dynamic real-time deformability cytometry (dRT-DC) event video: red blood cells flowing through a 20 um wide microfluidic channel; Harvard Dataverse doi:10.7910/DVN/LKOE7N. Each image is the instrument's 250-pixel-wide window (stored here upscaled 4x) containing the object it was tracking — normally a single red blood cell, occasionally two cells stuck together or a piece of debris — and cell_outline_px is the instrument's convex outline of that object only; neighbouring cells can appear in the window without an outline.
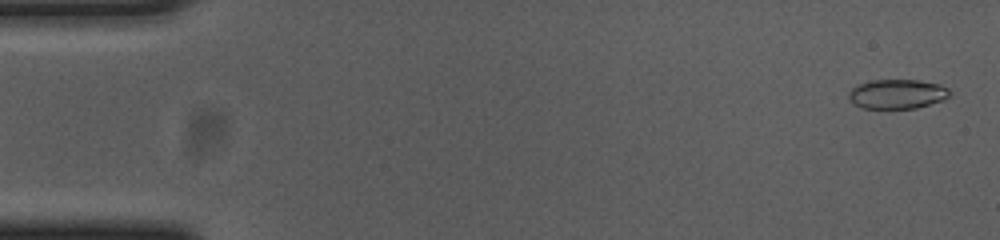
{"species": "common noctule bat (a hibernating species)", "species_latin": "Nyctalus noctula", "temperature_condition": "cold", "stored_images_in_passage": 55, "camera_frame_rate_fps": 3000, "um_per_image_px": 0.085, "animal": {"sex": "female", "body_mass_g": 23.0, "forearm_length_mm": 53.4}, "frame": {"image": 1, "passage_image": 2, "time_ms": 0.333, "image_size_px": [1000, 240], "cell_outline_px": [[948, 96], [944, 100], [916, 108], [860, 108], [848, 96], [848, 92], [852, 88], [860, 84], [872, 80], [920, 80], [940, 84], [948, 88]], "centroid_in_image_um": [76.27, 7.99], "position_along_channel_um": 8.7, "area_um2": 17.17}}
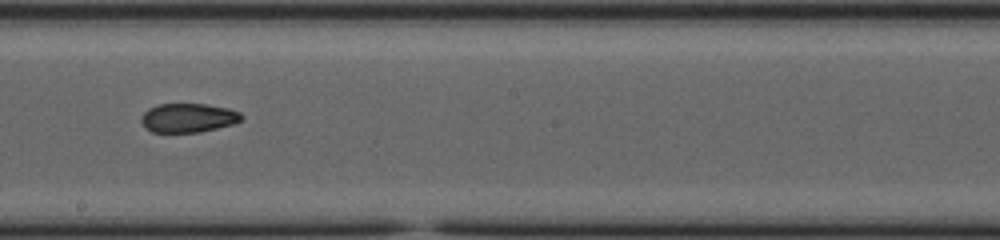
{"frame": {"image": 2, "passage_image": 31, "time_ms": 10.0, "image_size_px": [1000, 240], "cell_outline_px": [[244, 116], [240, 120], [232, 124], [200, 132], [152, 132], [144, 128], [140, 120], [144, 112], [148, 108], [156, 104], [204, 104], [228, 108], [240, 112]], "centroid_in_image_um": [15.96, 10.01], "position_along_channel_um": 232.2, "area_um2": 16.99}}
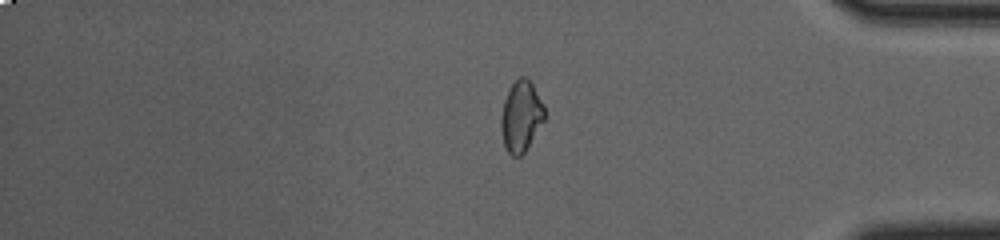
{"frame": {"image": 3, "passage_image": 46, "time_ms": 15.0, "image_size_px": [1000, 240], "cell_outline_px": [[544, 120], [524, 152], [520, 156], [512, 156], [508, 152], [504, 144], [500, 124], [500, 120], [504, 100], [512, 84], [520, 76], [524, 76], [532, 84], [544, 104]], "centroid_in_image_um": [44.28, 9.88], "position_along_channel_um": 390.9, "area_um2": 17.63}, "authors_computed_cell_mechanics": {"area_um2": 17.918, "velocity_mm_per_s": 3.6838, "shape_relaxation_time_tau1_ms": null, "shape_relaxation_time_tau2_ms": 3.0414, "deformation_change_tau1": null, "deformation_change_tau2": 0.0865}}